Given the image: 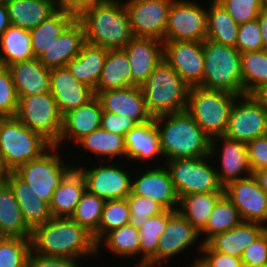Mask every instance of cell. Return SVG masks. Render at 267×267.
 Masks as SVG:
<instances>
[{
	"mask_svg": "<svg viewBox=\"0 0 267 267\" xmlns=\"http://www.w3.org/2000/svg\"><path fill=\"white\" fill-rule=\"evenodd\" d=\"M30 241L31 252L40 256L97 260L92 234L70 217H52L32 230Z\"/></svg>",
	"mask_w": 267,
	"mask_h": 267,
	"instance_id": "obj_1",
	"label": "cell"
},
{
	"mask_svg": "<svg viewBox=\"0 0 267 267\" xmlns=\"http://www.w3.org/2000/svg\"><path fill=\"white\" fill-rule=\"evenodd\" d=\"M154 119L165 161L210 155L211 138L187 110Z\"/></svg>",
	"mask_w": 267,
	"mask_h": 267,
	"instance_id": "obj_2",
	"label": "cell"
},
{
	"mask_svg": "<svg viewBox=\"0 0 267 267\" xmlns=\"http://www.w3.org/2000/svg\"><path fill=\"white\" fill-rule=\"evenodd\" d=\"M77 19L84 26L86 43L106 49H123L134 38L123 0L92 7Z\"/></svg>",
	"mask_w": 267,
	"mask_h": 267,
	"instance_id": "obj_3",
	"label": "cell"
},
{
	"mask_svg": "<svg viewBox=\"0 0 267 267\" xmlns=\"http://www.w3.org/2000/svg\"><path fill=\"white\" fill-rule=\"evenodd\" d=\"M140 87L152 118L187 110L190 87L165 59Z\"/></svg>",
	"mask_w": 267,
	"mask_h": 267,
	"instance_id": "obj_4",
	"label": "cell"
},
{
	"mask_svg": "<svg viewBox=\"0 0 267 267\" xmlns=\"http://www.w3.org/2000/svg\"><path fill=\"white\" fill-rule=\"evenodd\" d=\"M204 69L201 87L243 95L241 53L232 46L203 41Z\"/></svg>",
	"mask_w": 267,
	"mask_h": 267,
	"instance_id": "obj_5",
	"label": "cell"
},
{
	"mask_svg": "<svg viewBox=\"0 0 267 267\" xmlns=\"http://www.w3.org/2000/svg\"><path fill=\"white\" fill-rule=\"evenodd\" d=\"M51 146L47 139L25 126L16 116L5 117L0 124V153L9 172L39 158Z\"/></svg>",
	"mask_w": 267,
	"mask_h": 267,
	"instance_id": "obj_6",
	"label": "cell"
},
{
	"mask_svg": "<svg viewBox=\"0 0 267 267\" xmlns=\"http://www.w3.org/2000/svg\"><path fill=\"white\" fill-rule=\"evenodd\" d=\"M238 95L223 91L191 87L187 111L211 138L223 136L227 130L232 106Z\"/></svg>",
	"mask_w": 267,
	"mask_h": 267,
	"instance_id": "obj_7",
	"label": "cell"
},
{
	"mask_svg": "<svg viewBox=\"0 0 267 267\" xmlns=\"http://www.w3.org/2000/svg\"><path fill=\"white\" fill-rule=\"evenodd\" d=\"M52 145L39 158L19 166L14 172L25 181L41 200L50 204L55 189L75 167L71 159ZM69 162V163H68Z\"/></svg>",
	"mask_w": 267,
	"mask_h": 267,
	"instance_id": "obj_8",
	"label": "cell"
},
{
	"mask_svg": "<svg viewBox=\"0 0 267 267\" xmlns=\"http://www.w3.org/2000/svg\"><path fill=\"white\" fill-rule=\"evenodd\" d=\"M72 158H74V160L72 159L73 165L84 177L86 190L89 193L97 195L104 201L125 199L131 194L134 170H129L125 167L128 164L127 161H124L125 164L123 165L119 162L120 166L112 161H98L96 164H93L94 161H90L92 165L90 163L88 165L85 164V161L84 163H79L76 160L79 157L75 156Z\"/></svg>",
	"mask_w": 267,
	"mask_h": 267,
	"instance_id": "obj_9",
	"label": "cell"
},
{
	"mask_svg": "<svg viewBox=\"0 0 267 267\" xmlns=\"http://www.w3.org/2000/svg\"><path fill=\"white\" fill-rule=\"evenodd\" d=\"M210 155L165 161L178 198L190 193L224 192Z\"/></svg>",
	"mask_w": 267,
	"mask_h": 267,
	"instance_id": "obj_10",
	"label": "cell"
},
{
	"mask_svg": "<svg viewBox=\"0 0 267 267\" xmlns=\"http://www.w3.org/2000/svg\"><path fill=\"white\" fill-rule=\"evenodd\" d=\"M18 97L19 104L15 116L25 126L55 145L62 133L63 115L51 92Z\"/></svg>",
	"mask_w": 267,
	"mask_h": 267,
	"instance_id": "obj_11",
	"label": "cell"
},
{
	"mask_svg": "<svg viewBox=\"0 0 267 267\" xmlns=\"http://www.w3.org/2000/svg\"><path fill=\"white\" fill-rule=\"evenodd\" d=\"M267 135V108L256 94L238 95L230 112L227 138L248 143Z\"/></svg>",
	"mask_w": 267,
	"mask_h": 267,
	"instance_id": "obj_12",
	"label": "cell"
},
{
	"mask_svg": "<svg viewBox=\"0 0 267 267\" xmlns=\"http://www.w3.org/2000/svg\"><path fill=\"white\" fill-rule=\"evenodd\" d=\"M195 0H174L169 9L165 41H199L207 38V7Z\"/></svg>",
	"mask_w": 267,
	"mask_h": 267,
	"instance_id": "obj_13",
	"label": "cell"
},
{
	"mask_svg": "<svg viewBox=\"0 0 267 267\" xmlns=\"http://www.w3.org/2000/svg\"><path fill=\"white\" fill-rule=\"evenodd\" d=\"M192 245H195L196 253L200 255L203 243L201 242L199 232L177 210L169 217L166 229L159 238L157 252L146 263V267H161V264H167L171 259L174 260L173 257H178L179 254L192 249Z\"/></svg>",
	"mask_w": 267,
	"mask_h": 267,
	"instance_id": "obj_14",
	"label": "cell"
},
{
	"mask_svg": "<svg viewBox=\"0 0 267 267\" xmlns=\"http://www.w3.org/2000/svg\"><path fill=\"white\" fill-rule=\"evenodd\" d=\"M174 0H123L134 37L165 41L169 9Z\"/></svg>",
	"mask_w": 267,
	"mask_h": 267,
	"instance_id": "obj_15",
	"label": "cell"
},
{
	"mask_svg": "<svg viewBox=\"0 0 267 267\" xmlns=\"http://www.w3.org/2000/svg\"><path fill=\"white\" fill-rule=\"evenodd\" d=\"M210 156L214 163H217L215 169L218 181L223 188L233 181L252 175L247 143L227 138L224 135L218 136L211 139Z\"/></svg>",
	"mask_w": 267,
	"mask_h": 267,
	"instance_id": "obj_16",
	"label": "cell"
},
{
	"mask_svg": "<svg viewBox=\"0 0 267 267\" xmlns=\"http://www.w3.org/2000/svg\"><path fill=\"white\" fill-rule=\"evenodd\" d=\"M137 171L134 168L131 194L150 198L166 210L177 211L179 198L176 194L170 173L165 165L145 166Z\"/></svg>",
	"mask_w": 267,
	"mask_h": 267,
	"instance_id": "obj_17",
	"label": "cell"
},
{
	"mask_svg": "<svg viewBox=\"0 0 267 267\" xmlns=\"http://www.w3.org/2000/svg\"><path fill=\"white\" fill-rule=\"evenodd\" d=\"M224 194L237 208L242 221L259 223L267 228V194L253 175L229 183L224 187Z\"/></svg>",
	"mask_w": 267,
	"mask_h": 267,
	"instance_id": "obj_18",
	"label": "cell"
},
{
	"mask_svg": "<svg viewBox=\"0 0 267 267\" xmlns=\"http://www.w3.org/2000/svg\"><path fill=\"white\" fill-rule=\"evenodd\" d=\"M164 59L176 70L191 88L203 81V42L164 41Z\"/></svg>",
	"mask_w": 267,
	"mask_h": 267,
	"instance_id": "obj_19",
	"label": "cell"
},
{
	"mask_svg": "<svg viewBox=\"0 0 267 267\" xmlns=\"http://www.w3.org/2000/svg\"><path fill=\"white\" fill-rule=\"evenodd\" d=\"M124 140L126 148L125 160L128 163H130L129 161L132 163L137 162L140 165L138 167H141V164L150 166L151 163H154L155 166L158 160L159 162L156 166H160L161 159L163 160L162 164L165 163L154 118L146 123L137 124L125 134Z\"/></svg>",
	"mask_w": 267,
	"mask_h": 267,
	"instance_id": "obj_20",
	"label": "cell"
},
{
	"mask_svg": "<svg viewBox=\"0 0 267 267\" xmlns=\"http://www.w3.org/2000/svg\"><path fill=\"white\" fill-rule=\"evenodd\" d=\"M102 111L100 100L95 95L87 103L67 112L63 116L62 133L55 146L65 150L68 145H75L80 139L99 129Z\"/></svg>",
	"mask_w": 267,
	"mask_h": 267,
	"instance_id": "obj_21",
	"label": "cell"
},
{
	"mask_svg": "<svg viewBox=\"0 0 267 267\" xmlns=\"http://www.w3.org/2000/svg\"><path fill=\"white\" fill-rule=\"evenodd\" d=\"M131 69V86H141L164 59L162 41L153 38L134 37L123 48Z\"/></svg>",
	"mask_w": 267,
	"mask_h": 267,
	"instance_id": "obj_22",
	"label": "cell"
},
{
	"mask_svg": "<svg viewBox=\"0 0 267 267\" xmlns=\"http://www.w3.org/2000/svg\"><path fill=\"white\" fill-rule=\"evenodd\" d=\"M102 110L131 118L137 124L146 123L153 118L148 112L146 101L140 86L124 89L95 92Z\"/></svg>",
	"mask_w": 267,
	"mask_h": 267,
	"instance_id": "obj_23",
	"label": "cell"
},
{
	"mask_svg": "<svg viewBox=\"0 0 267 267\" xmlns=\"http://www.w3.org/2000/svg\"><path fill=\"white\" fill-rule=\"evenodd\" d=\"M50 92L63 116L95 96L94 89L78 81L66 66L51 69Z\"/></svg>",
	"mask_w": 267,
	"mask_h": 267,
	"instance_id": "obj_24",
	"label": "cell"
},
{
	"mask_svg": "<svg viewBox=\"0 0 267 267\" xmlns=\"http://www.w3.org/2000/svg\"><path fill=\"white\" fill-rule=\"evenodd\" d=\"M86 43L83 24L76 18L39 57V61L49 69L65 67L76 58Z\"/></svg>",
	"mask_w": 267,
	"mask_h": 267,
	"instance_id": "obj_25",
	"label": "cell"
},
{
	"mask_svg": "<svg viewBox=\"0 0 267 267\" xmlns=\"http://www.w3.org/2000/svg\"><path fill=\"white\" fill-rule=\"evenodd\" d=\"M18 96H30L50 92L51 69L38 58L7 66Z\"/></svg>",
	"mask_w": 267,
	"mask_h": 267,
	"instance_id": "obj_26",
	"label": "cell"
},
{
	"mask_svg": "<svg viewBox=\"0 0 267 267\" xmlns=\"http://www.w3.org/2000/svg\"><path fill=\"white\" fill-rule=\"evenodd\" d=\"M266 229L262 224L242 221L231 230L214 234L205 244L211 250L241 258L244 249L253 243Z\"/></svg>",
	"mask_w": 267,
	"mask_h": 267,
	"instance_id": "obj_27",
	"label": "cell"
},
{
	"mask_svg": "<svg viewBox=\"0 0 267 267\" xmlns=\"http://www.w3.org/2000/svg\"><path fill=\"white\" fill-rule=\"evenodd\" d=\"M6 181L13 189L23 219L31 230L52 218L49 204L38 198L31 187L14 171L9 172Z\"/></svg>",
	"mask_w": 267,
	"mask_h": 267,
	"instance_id": "obj_28",
	"label": "cell"
},
{
	"mask_svg": "<svg viewBox=\"0 0 267 267\" xmlns=\"http://www.w3.org/2000/svg\"><path fill=\"white\" fill-rule=\"evenodd\" d=\"M11 25L31 30L60 9V0H8Z\"/></svg>",
	"mask_w": 267,
	"mask_h": 267,
	"instance_id": "obj_29",
	"label": "cell"
},
{
	"mask_svg": "<svg viewBox=\"0 0 267 267\" xmlns=\"http://www.w3.org/2000/svg\"><path fill=\"white\" fill-rule=\"evenodd\" d=\"M108 50L102 46L85 43L80 54L71 59L66 67L78 81L87 84L95 91Z\"/></svg>",
	"mask_w": 267,
	"mask_h": 267,
	"instance_id": "obj_30",
	"label": "cell"
},
{
	"mask_svg": "<svg viewBox=\"0 0 267 267\" xmlns=\"http://www.w3.org/2000/svg\"><path fill=\"white\" fill-rule=\"evenodd\" d=\"M15 194L7 181L0 183V237L31 239Z\"/></svg>",
	"mask_w": 267,
	"mask_h": 267,
	"instance_id": "obj_31",
	"label": "cell"
},
{
	"mask_svg": "<svg viewBox=\"0 0 267 267\" xmlns=\"http://www.w3.org/2000/svg\"><path fill=\"white\" fill-rule=\"evenodd\" d=\"M80 148L84 154L87 152L91 153V156H95L93 158L101 161H120L121 158L124 161L123 157H126V148H125V140L124 136L112 133L101 128L91 132L89 135L80 139L75 145ZM117 158V159H116Z\"/></svg>",
	"mask_w": 267,
	"mask_h": 267,
	"instance_id": "obj_32",
	"label": "cell"
},
{
	"mask_svg": "<svg viewBox=\"0 0 267 267\" xmlns=\"http://www.w3.org/2000/svg\"><path fill=\"white\" fill-rule=\"evenodd\" d=\"M86 190L80 171L74 167L55 189L49 204L52 217H71Z\"/></svg>",
	"mask_w": 267,
	"mask_h": 267,
	"instance_id": "obj_33",
	"label": "cell"
},
{
	"mask_svg": "<svg viewBox=\"0 0 267 267\" xmlns=\"http://www.w3.org/2000/svg\"><path fill=\"white\" fill-rule=\"evenodd\" d=\"M97 258L106 250L116 258L135 259L138 264L139 236L138 229L131 224L123 225L120 228L108 232L97 244ZM103 247L105 249H103ZM103 249V251L101 250Z\"/></svg>",
	"mask_w": 267,
	"mask_h": 267,
	"instance_id": "obj_34",
	"label": "cell"
},
{
	"mask_svg": "<svg viewBox=\"0 0 267 267\" xmlns=\"http://www.w3.org/2000/svg\"><path fill=\"white\" fill-rule=\"evenodd\" d=\"M34 59L30 30L10 25L0 36V66Z\"/></svg>",
	"mask_w": 267,
	"mask_h": 267,
	"instance_id": "obj_35",
	"label": "cell"
},
{
	"mask_svg": "<svg viewBox=\"0 0 267 267\" xmlns=\"http://www.w3.org/2000/svg\"><path fill=\"white\" fill-rule=\"evenodd\" d=\"M131 86V69L123 49H109L95 92Z\"/></svg>",
	"mask_w": 267,
	"mask_h": 267,
	"instance_id": "obj_36",
	"label": "cell"
},
{
	"mask_svg": "<svg viewBox=\"0 0 267 267\" xmlns=\"http://www.w3.org/2000/svg\"><path fill=\"white\" fill-rule=\"evenodd\" d=\"M207 2H209L207 6V39L235 47L239 24L217 0H208Z\"/></svg>",
	"mask_w": 267,
	"mask_h": 267,
	"instance_id": "obj_37",
	"label": "cell"
},
{
	"mask_svg": "<svg viewBox=\"0 0 267 267\" xmlns=\"http://www.w3.org/2000/svg\"><path fill=\"white\" fill-rule=\"evenodd\" d=\"M224 192L190 193L179 198L178 211L200 233L207 225L217 201Z\"/></svg>",
	"mask_w": 267,
	"mask_h": 267,
	"instance_id": "obj_38",
	"label": "cell"
},
{
	"mask_svg": "<svg viewBox=\"0 0 267 267\" xmlns=\"http://www.w3.org/2000/svg\"><path fill=\"white\" fill-rule=\"evenodd\" d=\"M76 18L63 8L30 30L34 58H38Z\"/></svg>",
	"mask_w": 267,
	"mask_h": 267,
	"instance_id": "obj_39",
	"label": "cell"
},
{
	"mask_svg": "<svg viewBox=\"0 0 267 267\" xmlns=\"http://www.w3.org/2000/svg\"><path fill=\"white\" fill-rule=\"evenodd\" d=\"M243 94H258L267 86V50L241 53Z\"/></svg>",
	"mask_w": 267,
	"mask_h": 267,
	"instance_id": "obj_40",
	"label": "cell"
},
{
	"mask_svg": "<svg viewBox=\"0 0 267 267\" xmlns=\"http://www.w3.org/2000/svg\"><path fill=\"white\" fill-rule=\"evenodd\" d=\"M174 212L165 210L159 215L149 217L138 229L140 256L138 265L146 267V263L156 254L159 238L163 235L168 219Z\"/></svg>",
	"mask_w": 267,
	"mask_h": 267,
	"instance_id": "obj_41",
	"label": "cell"
},
{
	"mask_svg": "<svg viewBox=\"0 0 267 267\" xmlns=\"http://www.w3.org/2000/svg\"><path fill=\"white\" fill-rule=\"evenodd\" d=\"M241 222L239 211L224 194L215 204L206 227L199 233L201 242L204 244L214 234L231 230Z\"/></svg>",
	"mask_w": 267,
	"mask_h": 267,
	"instance_id": "obj_42",
	"label": "cell"
},
{
	"mask_svg": "<svg viewBox=\"0 0 267 267\" xmlns=\"http://www.w3.org/2000/svg\"><path fill=\"white\" fill-rule=\"evenodd\" d=\"M131 212L127 198L104 202L98 230L92 235L97 244L108 232L129 224Z\"/></svg>",
	"mask_w": 267,
	"mask_h": 267,
	"instance_id": "obj_43",
	"label": "cell"
},
{
	"mask_svg": "<svg viewBox=\"0 0 267 267\" xmlns=\"http://www.w3.org/2000/svg\"><path fill=\"white\" fill-rule=\"evenodd\" d=\"M104 202L85 190L70 218L93 235L98 230Z\"/></svg>",
	"mask_w": 267,
	"mask_h": 267,
	"instance_id": "obj_44",
	"label": "cell"
},
{
	"mask_svg": "<svg viewBox=\"0 0 267 267\" xmlns=\"http://www.w3.org/2000/svg\"><path fill=\"white\" fill-rule=\"evenodd\" d=\"M30 239L0 237V267H27Z\"/></svg>",
	"mask_w": 267,
	"mask_h": 267,
	"instance_id": "obj_45",
	"label": "cell"
},
{
	"mask_svg": "<svg viewBox=\"0 0 267 267\" xmlns=\"http://www.w3.org/2000/svg\"><path fill=\"white\" fill-rule=\"evenodd\" d=\"M127 202L131 212L129 224L137 229H139L149 217L159 215L166 210L158 202L135 194H130L127 197Z\"/></svg>",
	"mask_w": 267,
	"mask_h": 267,
	"instance_id": "obj_46",
	"label": "cell"
},
{
	"mask_svg": "<svg viewBox=\"0 0 267 267\" xmlns=\"http://www.w3.org/2000/svg\"><path fill=\"white\" fill-rule=\"evenodd\" d=\"M227 10L237 24L256 20L265 9L264 0H217Z\"/></svg>",
	"mask_w": 267,
	"mask_h": 267,
	"instance_id": "obj_47",
	"label": "cell"
},
{
	"mask_svg": "<svg viewBox=\"0 0 267 267\" xmlns=\"http://www.w3.org/2000/svg\"><path fill=\"white\" fill-rule=\"evenodd\" d=\"M19 97L7 67L0 66V114L4 117L15 116Z\"/></svg>",
	"mask_w": 267,
	"mask_h": 267,
	"instance_id": "obj_48",
	"label": "cell"
},
{
	"mask_svg": "<svg viewBox=\"0 0 267 267\" xmlns=\"http://www.w3.org/2000/svg\"><path fill=\"white\" fill-rule=\"evenodd\" d=\"M235 48L240 53L263 50L258 19L239 25Z\"/></svg>",
	"mask_w": 267,
	"mask_h": 267,
	"instance_id": "obj_49",
	"label": "cell"
},
{
	"mask_svg": "<svg viewBox=\"0 0 267 267\" xmlns=\"http://www.w3.org/2000/svg\"><path fill=\"white\" fill-rule=\"evenodd\" d=\"M241 260L244 267L267 266V229L244 249Z\"/></svg>",
	"mask_w": 267,
	"mask_h": 267,
	"instance_id": "obj_50",
	"label": "cell"
},
{
	"mask_svg": "<svg viewBox=\"0 0 267 267\" xmlns=\"http://www.w3.org/2000/svg\"><path fill=\"white\" fill-rule=\"evenodd\" d=\"M200 253L192 262H198L202 267H244L241 258L211 250L205 243Z\"/></svg>",
	"mask_w": 267,
	"mask_h": 267,
	"instance_id": "obj_51",
	"label": "cell"
},
{
	"mask_svg": "<svg viewBox=\"0 0 267 267\" xmlns=\"http://www.w3.org/2000/svg\"><path fill=\"white\" fill-rule=\"evenodd\" d=\"M247 151L252 172L267 168V135L248 142Z\"/></svg>",
	"mask_w": 267,
	"mask_h": 267,
	"instance_id": "obj_52",
	"label": "cell"
},
{
	"mask_svg": "<svg viewBox=\"0 0 267 267\" xmlns=\"http://www.w3.org/2000/svg\"><path fill=\"white\" fill-rule=\"evenodd\" d=\"M136 125L137 123L127 116L102 111L100 128L103 130L125 136Z\"/></svg>",
	"mask_w": 267,
	"mask_h": 267,
	"instance_id": "obj_53",
	"label": "cell"
},
{
	"mask_svg": "<svg viewBox=\"0 0 267 267\" xmlns=\"http://www.w3.org/2000/svg\"><path fill=\"white\" fill-rule=\"evenodd\" d=\"M81 260L69 258L45 257L30 252L27 267H83Z\"/></svg>",
	"mask_w": 267,
	"mask_h": 267,
	"instance_id": "obj_54",
	"label": "cell"
},
{
	"mask_svg": "<svg viewBox=\"0 0 267 267\" xmlns=\"http://www.w3.org/2000/svg\"><path fill=\"white\" fill-rule=\"evenodd\" d=\"M110 1L111 0H60V8H63L75 18H78L86 10Z\"/></svg>",
	"mask_w": 267,
	"mask_h": 267,
	"instance_id": "obj_55",
	"label": "cell"
},
{
	"mask_svg": "<svg viewBox=\"0 0 267 267\" xmlns=\"http://www.w3.org/2000/svg\"><path fill=\"white\" fill-rule=\"evenodd\" d=\"M260 32L262 36L263 49L267 50V10L263 9L258 17Z\"/></svg>",
	"mask_w": 267,
	"mask_h": 267,
	"instance_id": "obj_56",
	"label": "cell"
},
{
	"mask_svg": "<svg viewBox=\"0 0 267 267\" xmlns=\"http://www.w3.org/2000/svg\"><path fill=\"white\" fill-rule=\"evenodd\" d=\"M11 25L5 3H0V36Z\"/></svg>",
	"mask_w": 267,
	"mask_h": 267,
	"instance_id": "obj_57",
	"label": "cell"
},
{
	"mask_svg": "<svg viewBox=\"0 0 267 267\" xmlns=\"http://www.w3.org/2000/svg\"><path fill=\"white\" fill-rule=\"evenodd\" d=\"M259 187L267 194V168L252 172Z\"/></svg>",
	"mask_w": 267,
	"mask_h": 267,
	"instance_id": "obj_58",
	"label": "cell"
},
{
	"mask_svg": "<svg viewBox=\"0 0 267 267\" xmlns=\"http://www.w3.org/2000/svg\"><path fill=\"white\" fill-rule=\"evenodd\" d=\"M8 174H9V171L3 163V159L0 153V183L6 181Z\"/></svg>",
	"mask_w": 267,
	"mask_h": 267,
	"instance_id": "obj_59",
	"label": "cell"
},
{
	"mask_svg": "<svg viewBox=\"0 0 267 267\" xmlns=\"http://www.w3.org/2000/svg\"><path fill=\"white\" fill-rule=\"evenodd\" d=\"M261 99L262 101L264 102L266 108H267V86L257 94Z\"/></svg>",
	"mask_w": 267,
	"mask_h": 267,
	"instance_id": "obj_60",
	"label": "cell"
},
{
	"mask_svg": "<svg viewBox=\"0 0 267 267\" xmlns=\"http://www.w3.org/2000/svg\"><path fill=\"white\" fill-rule=\"evenodd\" d=\"M188 267H202L198 262H192Z\"/></svg>",
	"mask_w": 267,
	"mask_h": 267,
	"instance_id": "obj_61",
	"label": "cell"
},
{
	"mask_svg": "<svg viewBox=\"0 0 267 267\" xmlns=\"http://www.w3.org/2000/svg\"><path fill=\"white\" fill-rule=\"evenodd\" d=\"M143 267V266H141V265H138V264H135V265H133L132 267ZM85 267V266H84ZM103 267V266H102ZM106 267V266H105ZM115 267H117V265L115 266ZM125 267V266H124ZM129 267H130V265H129Z\"/></svg>",
	"mask_w": 267,
	"mask_h": 267,
	"instance_id": "obj_62",
	"label": "cell"
},
{
	"mask_svg": "<svg viewBox=\"0 0 267 267\" xmlns=\"http://www.w3.org/2000/svg\"><path fill=\"white\" fill-rule=\"evenodd\" d=\"M4 118H5V117H4L3 115L0 114V124H1V122L3 121Z\"/></svg>",
	"mask_w": 267,
	"mask_h": 267,
	"instance_id": "obj_63",
	"label": "cell"
},
{
	"mask_svg": "<svg viewBox=\"0 0 267 267\" xmlns=\"http://www.w3.org/2000/svg\"><path fill=\"white\" fill-rule=\"evenodd\" d=\"M8 0H0V3H6Z\"/></svg>",
	"mask_w": 267,
	"mask_h": 267,
	"instance_id": "obj_64",
	"label": "cell"
},
{
	"mask_svg": "<svg viewBox=\"0 0 267 267\" xmlns=\"http://www.w3.org/2000/svg\"><path fill=\"white\" fill-rule=\"evenodd\" d=\"M265 2V9L267 10V0H264Z\"/></svg>",
	"mask_w": 267,
	"mask_h": 267,
	"instance_id": "obj_65",
	"label": "cell"
}]
</instances>
